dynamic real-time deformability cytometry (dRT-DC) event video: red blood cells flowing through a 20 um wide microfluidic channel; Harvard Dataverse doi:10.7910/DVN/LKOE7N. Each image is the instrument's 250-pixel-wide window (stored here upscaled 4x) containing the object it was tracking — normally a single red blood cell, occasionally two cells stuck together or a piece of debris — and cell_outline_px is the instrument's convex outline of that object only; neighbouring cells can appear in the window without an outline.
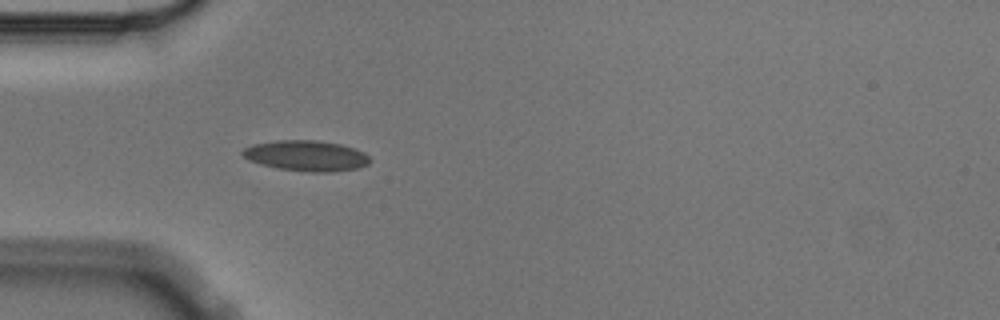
{"species": "Egyptian fruit bat (a non-hibernating species)", "species_latin": "Rousettus aegyptiacus", "temperature_condition": "cold", "stored_images_in_passage": 3, "camera_frame_rate_fps": 3000, "um_per_image_px": 0.085, "animal": {"sex": "male"}, "frame": {"image": 1, "passage_image": 3, "time_ms": 0.667, "image_size_px": [1000, 320], "cell_outline_px": [[372, 160], [368, 164], [356, 168], [332, 172], [312, 172], [280, 168], [260, 164], [248, 160], [240, 152], [244, 148], [252, 144], [276, 140], [316, 140], [340, 144], [364, 152]], "centroid_in_image_um": [26.01, 13.23], "position_along_channel_um": 59.0, "area_um2": 22.6}}